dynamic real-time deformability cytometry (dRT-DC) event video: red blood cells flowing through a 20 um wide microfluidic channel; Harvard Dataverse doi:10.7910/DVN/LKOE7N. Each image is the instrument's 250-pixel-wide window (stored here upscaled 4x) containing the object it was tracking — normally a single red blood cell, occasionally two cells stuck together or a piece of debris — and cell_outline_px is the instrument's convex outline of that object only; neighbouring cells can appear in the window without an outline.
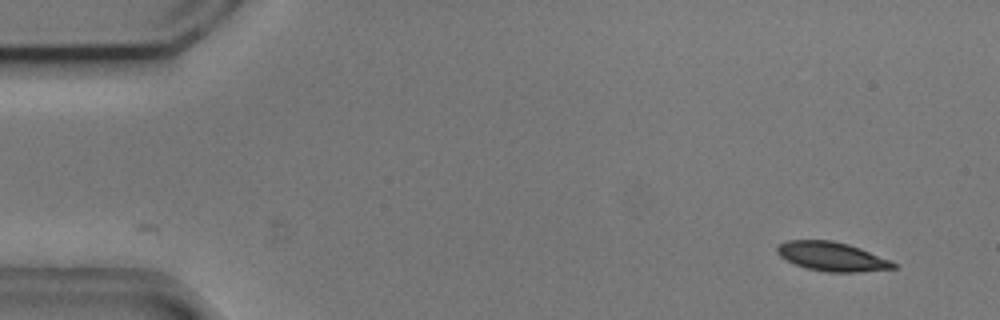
{"species": "common noctule bat (a hibernating species)", "species_latin": "Nyctalus noctula", "temperature_condition": "cold", "stored_images_in_passage": 51, "camera_frame_rate_fps": 3000, "um_per_image_px": 0.085, "animal": {"sex": "male", "body_mass_g": 20.5, "forearm_length_mm": 52.5}, "frame": {"image": 1, "passage_image": 1, "time_ms": 0.0, "image_size_px": [1000, 320], "cell_outline_px": [[896, 268], [856, 272], [828, 272], [808, 268], [796, 264], [780, 256], [776, 252], [776, 248], [780, 244], [788, 240], [832, 240], [848, 244], [860, 248], [892, 260], [896, 264]], "centroid_in_image_um": [70.74, 21.8], "position_along_channel_um": 14.3, "area_um2": 19.54}}
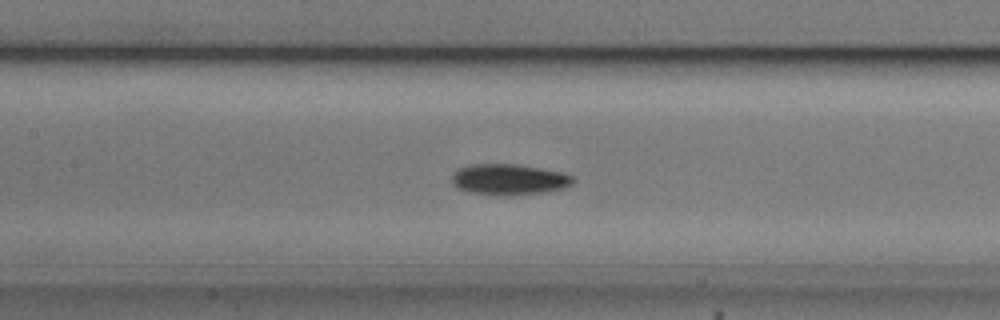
{"frame": {"image": 2, "passage_image": 22, "time_ms": 7.0, "image_size_px": [1000, 320], "cell_outline_px": [[576, 180], [572, 184], [564, 188], [548, 192], [508, 196], [500, 196], [468, 192], [456, 188], [452, 184], [452, 176], [456, 168], [468, 164], [516, 164], [540, 168], [560, 172], [572, 176]], "centroid_in_image_um": [43.23, 15.26], "position_along_channel_um": 164.2, "area_um2": 22.25}}
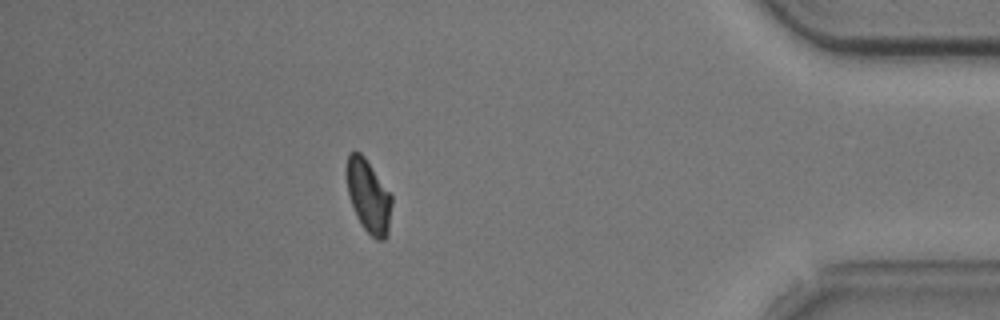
{"frame": {"image": 3, "passage_image": 45, "time_ms": 14.667, "image_size_px": [1000, 320], "cell_outline_px": [[392, 204], [388, 236], [384, 240], [376, 240], [364, 228], [356, 216], [348, 192], [348, 152], [360, 152], [364, 156], [392, 196]], "centroid_in_image_um": [31.36, 16.72], "position_along_channel_um": 403.8, "area_um2": 18.79}, "authors_computed_cell_mechanics": {"area_um2": 20.4034, "velocity_mm_per_s": 3.7175, "shape_relaxation_time_tau1_ms": 2.5528, "shape_relaxation_time_tau2_ms": null, "deformation_change_tau1": 0.0979, "deformation_change_tau2": null}}